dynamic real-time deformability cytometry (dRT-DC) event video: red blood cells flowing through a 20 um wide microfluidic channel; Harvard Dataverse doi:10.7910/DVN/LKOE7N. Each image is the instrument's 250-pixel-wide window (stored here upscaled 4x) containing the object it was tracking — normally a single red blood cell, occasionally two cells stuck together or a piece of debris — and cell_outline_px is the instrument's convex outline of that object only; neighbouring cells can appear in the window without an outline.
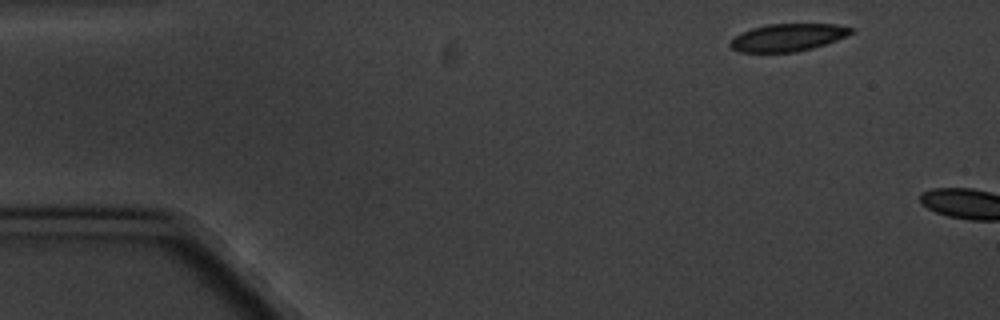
{"species": "common noctule bat (a hibernating species)", "species_latin": "Nyctalus noctula", "temperature_condition": "cold", "stored_images_in_passage": 2, "camera_frame_rate_fps": 3000, "um_per_image_px": 0.085, "animal": {"sex": "male", "body_mass_g": 20.1, "forearm_length_mm": 53.5}, "frame": {"image": 1, "passage_image": 1, "time_ms": 0.0, "image_size_px": [1000, 320], "cell_outline_px": [[856, 32], [848, 36], [812, 48], [796, 52], [740, 52], [732, 48], [728, 44], [736, 36], [752, 28], [768, 24], [836, 24], [852, 28]], "centroid_in_image_um": [67.01, 3.18], "position_along_channel_um": 18.0, "area_um2": 19.25}}